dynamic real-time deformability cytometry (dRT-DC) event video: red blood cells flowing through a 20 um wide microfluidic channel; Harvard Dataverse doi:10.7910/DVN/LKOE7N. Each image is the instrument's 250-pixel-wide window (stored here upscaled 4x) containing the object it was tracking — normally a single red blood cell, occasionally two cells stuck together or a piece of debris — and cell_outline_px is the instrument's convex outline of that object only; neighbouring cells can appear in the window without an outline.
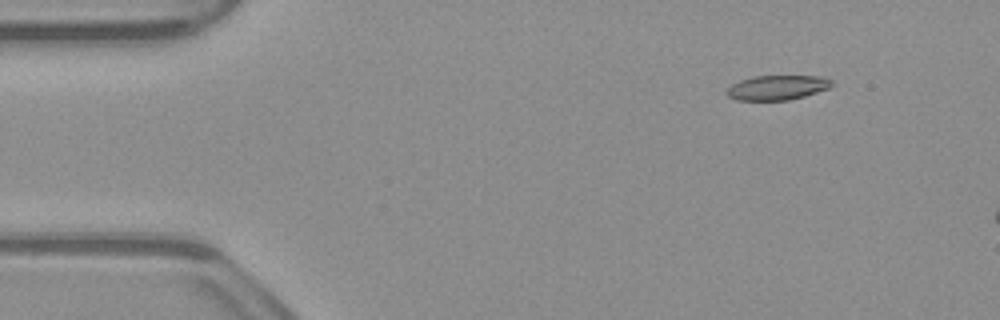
{"species": "common noctule bat (a hibernating species)", "species_latin": "Nyctalus noctula", "temperature_condition": "warm", "stored_images_in_passage": 8, "camera_frame_rate_fps": 3000, "um_per_image_px": 0.085, "animal": {"sex": "male", "body_mass_g": 23.1, "forearm_length_mm": 52.7}, "frame": {"image": 1, "passage_image": 1, "time_ms": 0.0, "image_size_px": [1000, 320], "cell_outline_px": [[832, 84], [828, 88], [804, 96], [788, 100], [736, 100], [728, 96], [724, 92], [732, 84], [740, 80], [752, 76], [820, 76], [832, 80]], "centroid_in_image_um": [66.02, 7.44], "position_along_channel_um": 19.0, "area_um2": 15.03}}